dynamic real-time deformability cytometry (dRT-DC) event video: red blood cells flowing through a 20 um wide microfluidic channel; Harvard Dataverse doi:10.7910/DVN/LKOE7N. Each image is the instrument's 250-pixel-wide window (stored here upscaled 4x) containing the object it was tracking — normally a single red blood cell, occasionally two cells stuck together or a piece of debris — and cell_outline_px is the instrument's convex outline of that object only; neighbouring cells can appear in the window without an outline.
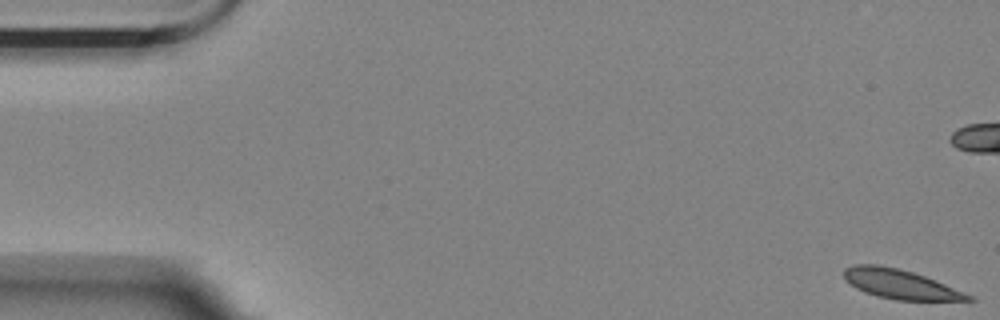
{"species": "Egyptian fruit bat (a non-hibernating species)", "species_latin": "Rousettus aegyptiacus", "temperature_condition": "room temperature", "stored_images_in_passage": 24, "camera_frame_rate_fps": 3000, "um_per_image_px": 0.085, "animal": {"sex": "female"}, "frame": {"image": 1, "passage_image": 1, "time_ms": 0.0, "image_size_px": [1000, 320], "cell_outline_px": [[976, 300], [896, 300], [876, 296], [864, 292], [856, 288], [844, 280], [844, 268], [856, 264], [876, 264], [896, 268], [912, 272], [924, 276], [964, 292], [972, 296]], "centroid_in_image_um": [76.46, 24.15], "position_along_channel_um": 8.5, "area_um2": 21.04}}
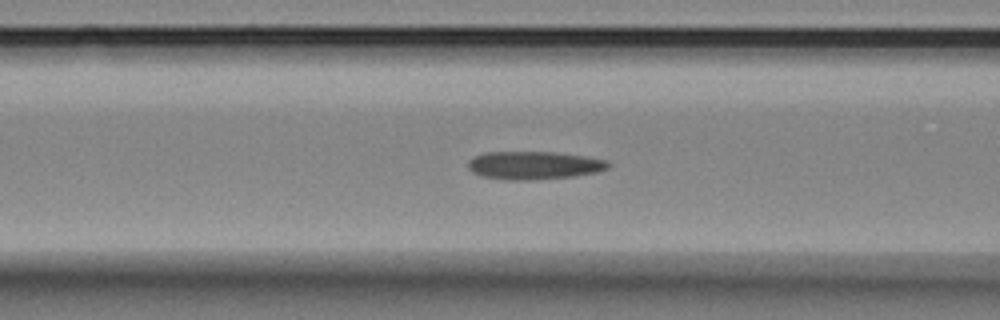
{"frame": {"image": 2, "passage_image": 22, "time_ms": 7.0, "image_size_px": [1000, 320], "cell_outline_px": [[612, 164], [608, 168], [596, 172], [572, 176], [528, 180], [504, 180], [484, 176], [472, 172], [468, 168], [468, 160], [472, 156], [484, 152], [556, 152], [584, 156], [604, 160]], "centroid_in_image_um": [45.34, 14.04], "position_along_channel_um": 121.3, "area_um2": 22.89}}